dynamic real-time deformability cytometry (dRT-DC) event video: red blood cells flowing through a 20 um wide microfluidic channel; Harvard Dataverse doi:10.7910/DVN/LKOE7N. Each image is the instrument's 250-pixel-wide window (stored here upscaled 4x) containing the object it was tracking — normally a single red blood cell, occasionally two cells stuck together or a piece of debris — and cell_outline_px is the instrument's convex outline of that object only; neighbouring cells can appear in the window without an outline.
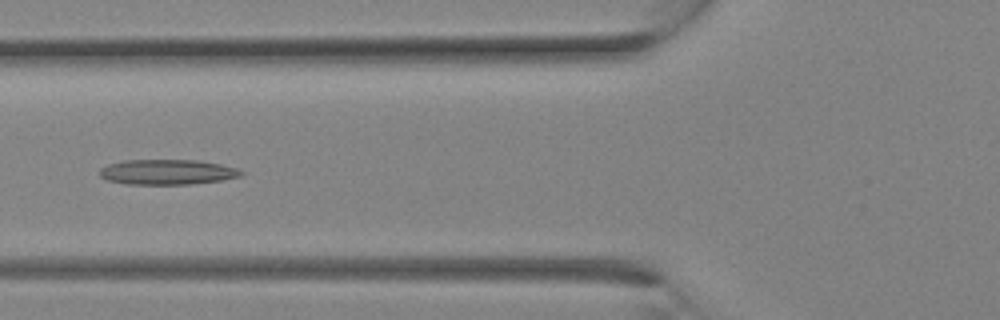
{"species": "Egyptian fruit bat (a non-hibernating species)", "species_latin": "Rousettus aegyptiacus", "temperature_condition": "room temperature", "stored_images_in_passage": 19, "camera_frame_rate_fps": 3000, "um_per_image_px": 0.085, "animal": {"sex": "female"}, "frame": {"image": 1, "passage_image": 11, "time_ms": 3.333, "image_size_px": [1000, 320], "cell_outline_px": [[244, 172], [240, 176], [220, 180], [192, 184], [128, 184], [108, 180], [100, 176], [100, 168], [108, 164], [124, 160], [196, 160], [220, 164], [236, 168]], "centroid_in_image_um": [14.2, 14.62], "position_along_channel_um": 111.6, "area_um2": 20.58}}
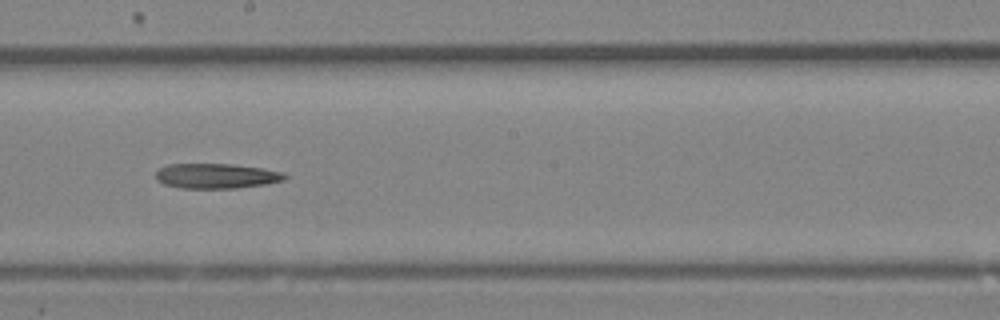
{"frame": {"image": 2, "passage_image": 16, "time_ms": 5.0, "image_size_px": [1000, 320], "cell_outline_px": [[288, 176], [284, 180], [264, 184], [236, 188], [180, 188], [164, 184], [156, 180], [156, 172], [160, 168], [168, 164], [232, 164], [260, 168], [284, 172]], "centroid_in_image_um": [18.37, 14.95], "position_along_channel_um": 229.8, "area_um2": 18.73}}
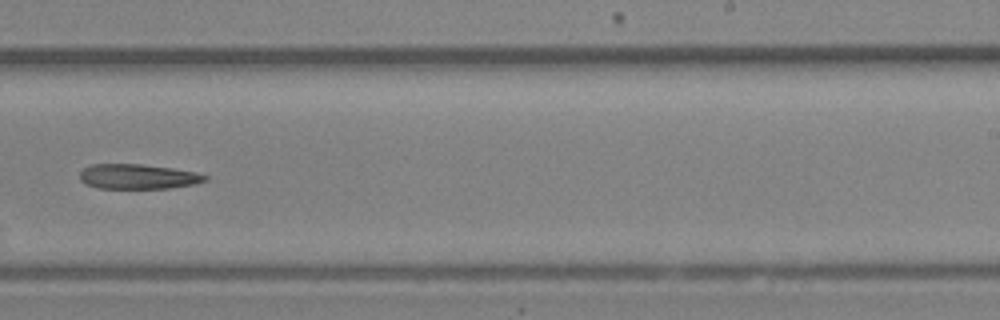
{"frame": {"image": 3, "passage_image": 18, "time_ms": 5.667, "image_size_px": [1000, 320], "cell_outline_px": [[208, 180], [196, 184], [168, 188], [96, 188], [80, 180], [80, 172], [84, 168], [92, 164], [140, 164], [172, 168], [196, 172], [208, 176]], "centroid_in_image_um": [11.75, 15.01], "position_along_channel_um": 277.3, "area_um2": 18.15}}